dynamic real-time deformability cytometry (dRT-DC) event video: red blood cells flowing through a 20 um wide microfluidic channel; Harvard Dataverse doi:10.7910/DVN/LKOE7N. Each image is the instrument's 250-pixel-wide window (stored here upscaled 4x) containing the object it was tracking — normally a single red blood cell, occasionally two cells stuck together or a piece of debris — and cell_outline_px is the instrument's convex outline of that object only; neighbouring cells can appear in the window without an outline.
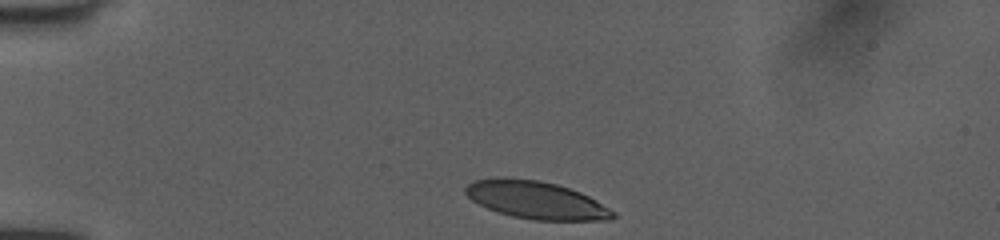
{"species": "human", "species_latin": "Homo sapiens", "temperature_condition": "room temperature", "stored_images_in_passage": 29, "camera_frame_rate_fps": 3000, "um_per_image_px": 0.085, "donor": {"sex": "female"}, "frame": {"image": 1, "passage_image": 1, "time_ms": 0.0, "image_size_px": [1000, 240], "cell_outline_px": [[616, 216], [608, 220], [536, 220], [512, 216], [488, 208], [472, 200], [464, 192], [464, 188], [472, 180], [504, 176], [540, 180], [556, 184], [580, 192], [596, 200], [616, 212]], "centroid_in_image_um": [45.55, 16.98], "position_along_channel_um": 39.4, "area_um2": 32.37}}
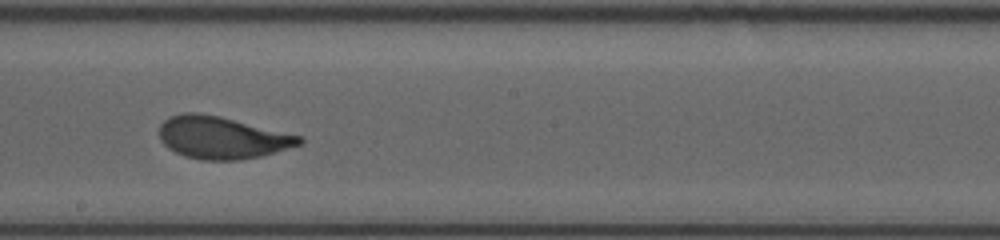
{"frame": {"image": 2, "passage_image": 16, "time_ms": 5.0, "image_size_px": [1000, 240], "cell_outline_px": [[304, 144], [260, 156], [240, 160], [200, 160], [184, 156], [168, 148], [160, 140], [160, 124], [164, 120], [172, 116], [184, 112], [196, 112], [220, 116], [304, 136]], "centroid_in_image_um": [18.9, 11.7], "position_along_channel_um": 229.3, "area_um2": 34.74}}
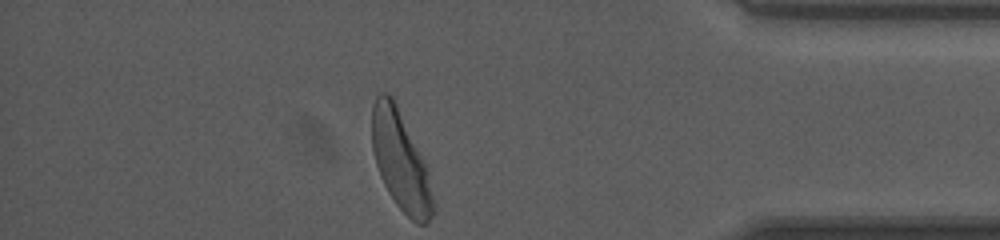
{"frame": {"image": 3, "passage_image": 29, "time_ms": 9.333, "image_size_px": [1000, 240], "cell_outline_px": [[436, 208], [428, 224], [416, 224], [396, 204], [388, 192], [380, 176], [376, 164], [372, 148], [372, 104], [376, 96], [380, 92], [384, 92], [392, 96], [428, 168]], "centroid_in_image_um": [34.07, 13.72], "position_along_channel_um": 401.1, "area_um2": 35.43}, "authors_computed_cell_mechanics": {"area_um2": 34.5066, "velocity_mm_per_s": 4.1025, "shape_relaxation_time_tau1_ms": 2.9693, "shape_relaxation_time_tau2_ms": 0.6354, "deformation_change_tau1": 0.176, "deformation_change_tau2": 0.0671}}